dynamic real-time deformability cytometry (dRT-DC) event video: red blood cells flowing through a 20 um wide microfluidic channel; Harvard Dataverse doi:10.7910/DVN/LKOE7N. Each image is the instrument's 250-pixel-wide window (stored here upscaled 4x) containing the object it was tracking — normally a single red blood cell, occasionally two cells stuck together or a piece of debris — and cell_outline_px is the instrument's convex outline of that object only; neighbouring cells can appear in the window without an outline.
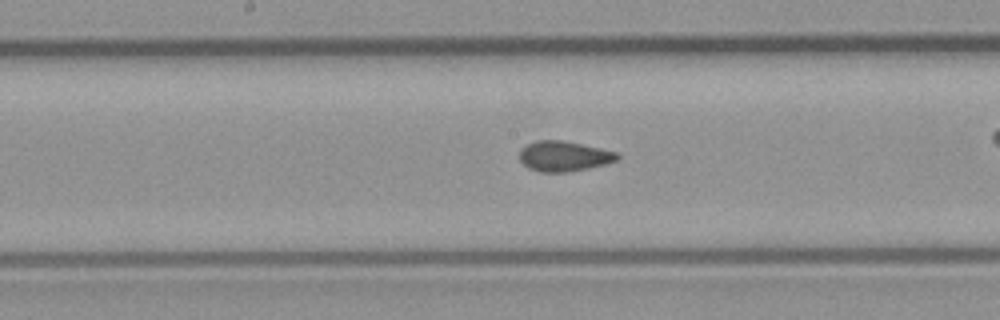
{"species": "common noctule bat (a hibernating species)", "species_latin": "Nyctalus noctula", "temperature_condition": "room temperature", "stored_images_in_passage": 44, "camera_frame_rate_fps": 3000, "um_per_image_px": 0.085, "animal": {"sex": "male", "body_mass_g": 23.1, "forearm_length_mm": 52.7}, "frame": {"image": 1, "passage_image": 26, "time_ms": 8.333, "image_size_px": [1000, 320], "cell_outline_px": [[620, 156], [616, 160], [604, 164], [588, 168], [564, 172], [540, 172], [528, 168], [520, 160], [520, 148], [536, 140], [560, 140], [600, 148], [616, 152]], "centroid_in_image_um": [47.89, 13.27], "position_along_channel_um": 200.3, "area_um2": 16.99}}
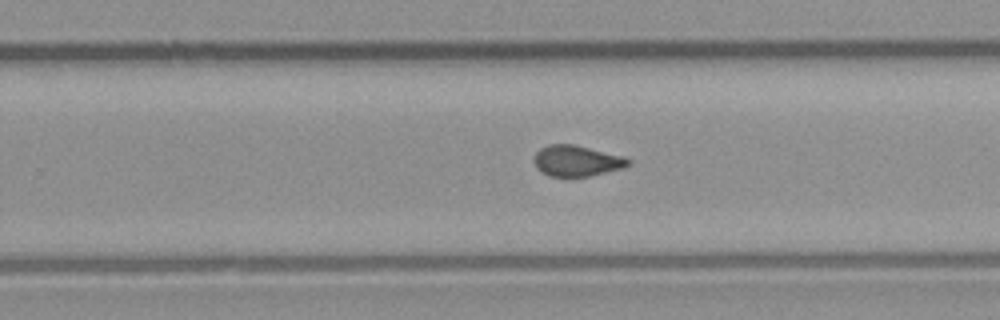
{"frame": {"image": 2, "passage_image": 32, "time_ms": 10.333, "image_size_px": [1000, 320], "cell_outline_px": [[632, 164], [624, 168], [588, 176], [548, 176], [536, 168], [532, 160], [536, 152], [540, 148], [548, 144], [572, 144], [624, 156], [632, 160]], "centroid_in_image_um": [49.02, 13.67], "position_along_channel_um": 280.8, "area_um2": 17.11}, "authors_computed_cell_mechanics": {"area_um2": 17.5423, "velocity_mm_per_s": 4.0586, "shape_relaxation_time_tau1_ms": null, "shape_relaxation_time_tau2_ms": 1.8299, "deformation_change_tau1": null, "deformation_change_tau2": 0.0595}}